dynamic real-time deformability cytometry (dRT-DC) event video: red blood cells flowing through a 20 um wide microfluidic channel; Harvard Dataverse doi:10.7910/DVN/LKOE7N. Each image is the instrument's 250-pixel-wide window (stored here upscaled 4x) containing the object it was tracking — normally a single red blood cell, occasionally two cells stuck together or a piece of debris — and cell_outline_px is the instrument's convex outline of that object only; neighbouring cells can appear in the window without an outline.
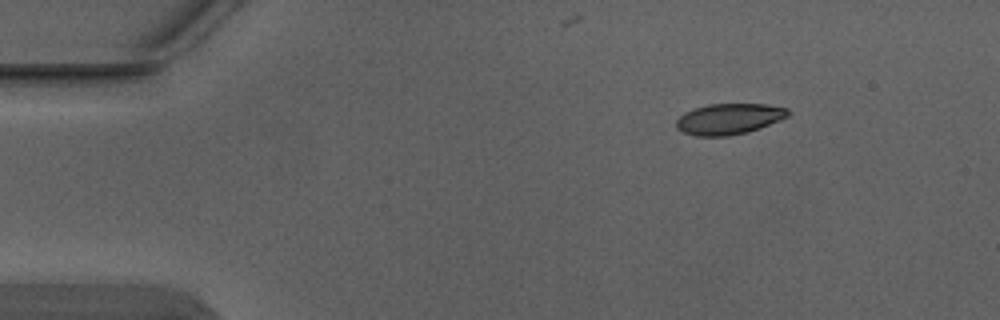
{"species": "Egyptian fruit bat (a non-hibernating species)", "species_latin": "Rousettus aegyptiacus", "temperature_condition": "warm", "stored_images_in_passage": 3, "camera_frame_rate_fps": 3000, "um_per_image_px": 0.085, "animal": {"sex": "male"}, "frame": {"image": 1, "passage_image": 1, "time_ms": 0.0, "image_size_px": [1000, 320], "cell_outline_px": [[792, 112], [788, 116], [780, 120], [760, 128], [748, 132], [728, 136], [696, 136], [684, 132], [676, 128], [676, 120], [684, 112], [692, 108], [708, 104], [768, 104], [788, 108]], "centroid_in_image_um": [61.98, 10.1], "position_along_channel_um": 23.0, "area_um2": 20.35}}